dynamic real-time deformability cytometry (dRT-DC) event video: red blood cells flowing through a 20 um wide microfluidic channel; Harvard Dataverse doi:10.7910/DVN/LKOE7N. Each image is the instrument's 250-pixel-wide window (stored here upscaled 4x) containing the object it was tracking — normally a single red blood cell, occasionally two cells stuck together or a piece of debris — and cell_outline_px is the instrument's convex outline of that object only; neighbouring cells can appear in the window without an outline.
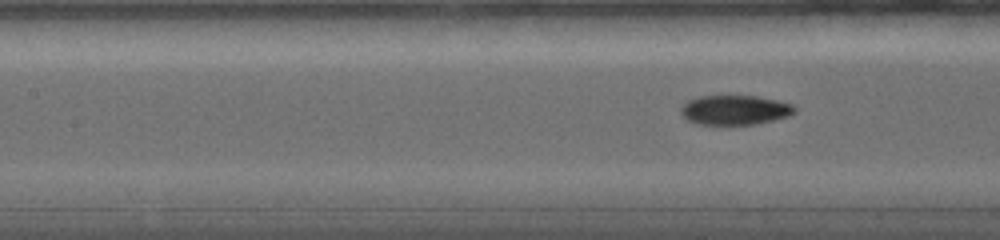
{"species": "common noctule bat (a hibernating species)", "species_latin": "Nyctalus noctula", "temperature_condition": "warm", "stored_images_in_passage": 44, "camera_frame_rate_fps": 5000, "um_per_image_px": 0.085, "animal": {"sex": "female", "body_mass_g": 19.0, "forearm_length_mm": 56.7}, "frame": {"image": 1, "passage_image": 15, "time_ms": 4.2, "image_size_px": [1000, 240], "cell_outline_px": [[796, 112], [788, 116], [756, 124], [728, 128], [696, 124], [688, 120], [680, 112], [680, 108], [688, 100], [700, 96], [756, 96], [776, 100], [792, 104], [796, 108]], "centroid_in_image_um": [62.43, 9.4], "position_along_channel_um": 145.0, "area_um2": 20.35}}
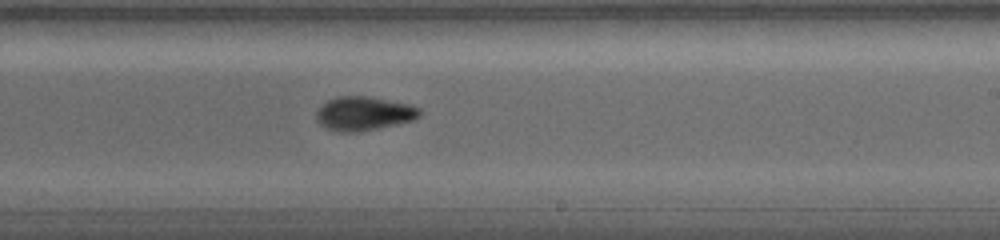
{"frame": {"image": 2, "passage_image": 25, "time_ms": 7.2, "image_size_px": [1000, 240], "cell_outline_px": [[420, 116], [412, 120], [396, 124], [356, 132], [336, 132], [324, 128], [316, 120], [316, 112], [328, 100], [336, 96], [364, 96], [408, 104], [420, 108]], "centroid_in_image_um": [30.88, 9.66], "position_along_channel_um": 258.1, "area_um2": 20.17}}
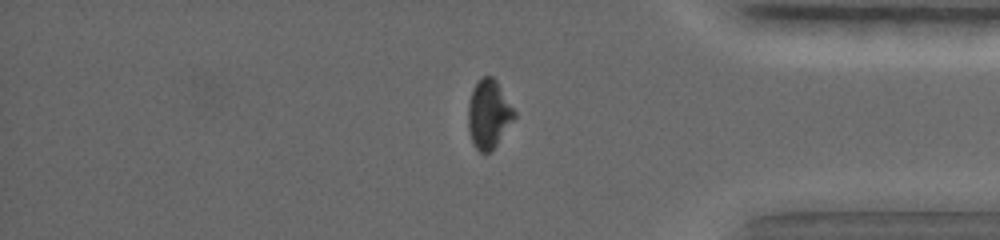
{"frame": {"image": 3, "passage_image": 38, "time_ms": 11.2, "image_size_px": [1000, 240], "cell_outline_px": [[516, 116], [496, 144], [488, 152], [480, 152], [472, 144], [468, 128], [468, 104], [472, 88], [484, 76], [492, 76], [496, 80], [516, 112]], "centroid_in_image_um": [41.52, 9.69], "position_along_channel_um": 393.7, "area_um2": 18.21}}